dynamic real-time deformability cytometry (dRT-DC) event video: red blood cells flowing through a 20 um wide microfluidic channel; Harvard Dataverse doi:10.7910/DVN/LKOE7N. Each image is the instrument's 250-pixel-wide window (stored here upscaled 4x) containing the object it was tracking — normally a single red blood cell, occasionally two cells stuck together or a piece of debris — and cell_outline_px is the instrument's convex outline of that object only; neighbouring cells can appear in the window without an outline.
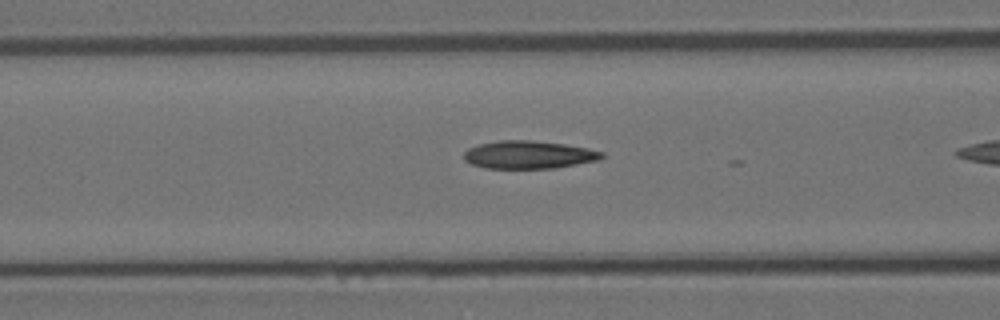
{"species": "Egyptian fruit bat (a non-hibernating species)", "species_latin": "Rousettus aegyptiacus", "temperature_condition": "room temperature", "stored_images_in_passage": 8, "camera_frame_rate_fps": 3000, "um_per_image_px": 0.085, "animal": {"sex": "female"}, "frame": {"image": 1, "passage_image": 7, "time_ms": 2.0, "image_size_px": [1000, 320], "cell_outline_px": [[604, 156], [596, 160], [556, 168], [484, 168], [472, 164], [464, 160], [464, 152], [468, 148], [480, 144], [500, 140], [528, 140], [564, 144], [588, 148], [604, 152]], "centroid_in_image_um": [44.92, 13.15], "position_along_channel_um": 121.7, "area_um2": 22.25}}